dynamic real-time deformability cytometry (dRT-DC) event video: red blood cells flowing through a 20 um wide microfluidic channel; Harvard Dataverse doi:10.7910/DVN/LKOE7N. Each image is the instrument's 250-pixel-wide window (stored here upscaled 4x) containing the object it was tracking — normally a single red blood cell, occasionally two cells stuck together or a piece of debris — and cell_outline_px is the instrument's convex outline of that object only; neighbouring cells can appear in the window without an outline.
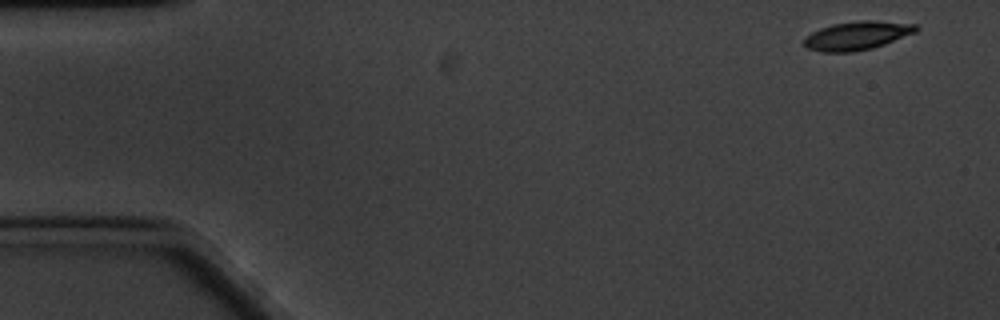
{"species": "common noctule bat (a hibernating species)", "species_latin": "Nyctalus noctula", "temperature_condition": "cold", "stored_images_in_passage": 59, "camera_frame_rate_fps": 3000, "um_per_image_px": 0.085, "animal": {"sex": "male", "body_mass_g": 20.1, "forearm_length_mm": 53.5}, "frame": {"image": 1, "passage_image": 1, "time_ms": 0.0, "image_size_px": [1000, 320], "cell_outline_px": [[920, 28], [916, 32], [884, 44], [872, 48], [852, 52], [820, 52], [804, 48], [804, 36], [820, 28], [832, 24], [860, 20], [876, 20], [916, 24]], "centroid_in_image_um": [72.82, 3.02], "position_along_channel_um": 12.2, "area_um2": 18.84}}
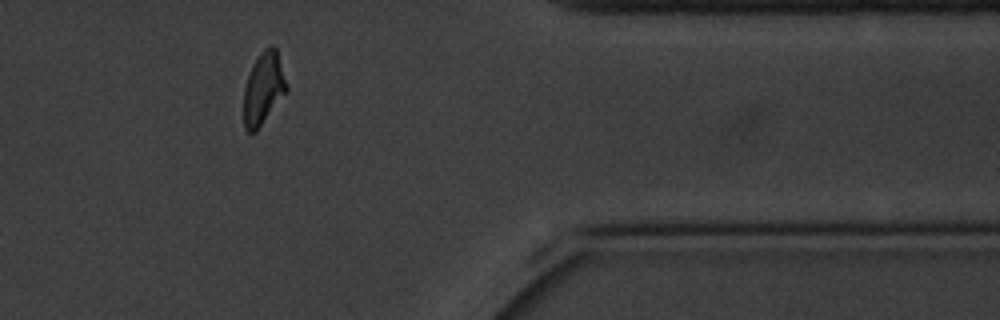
{"frame": {"image": 2, "passage_image": 48, "time_ms": 15.667, "image_size_px": [1000, 320], "cell_outline_px": [[288, 92], [256, 132], [248, 132], [244, 128], [244, 88], [248, 76], [260, 52], [264, 48], [272, 44], [276, 48], [288, 88]], "centroid_in_image_um": [22.41, 7.55], "position_along_channel_um": 389.0, "area_um2": 18.03}}
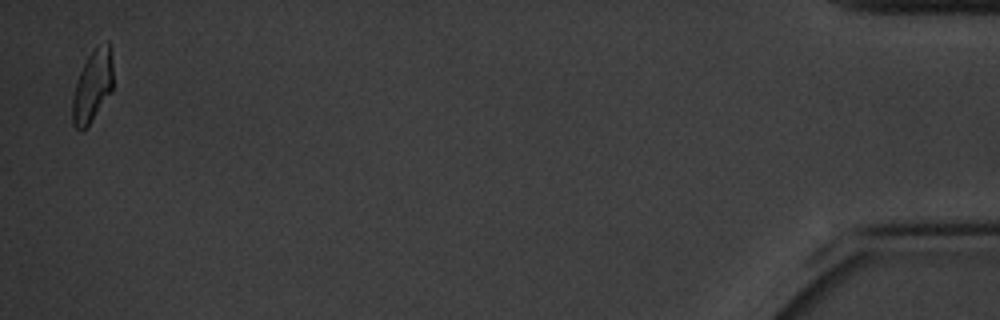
{"frame": {"image": 3, "passage_image": 58, "time_ms": 19.0, "image_size_px": [1000, 320], "cell_outline_px": [[112, 92], [88, 124], [80, 132], [72, 124], [72, 100], [76, 80], [88, 56], [96, 48], [108, 40], [112, 64]], "centroid_in_image_um": [7.84, 7.35], "position_along_channel_um": 427.4, "area_um2": 16.7}, "authors_computed_cell_mechanics": {"area_um2": 18.5538, "velocity_mm_per_s": 3.2473, "shape_relaxation_time_tau1_ms": 3.7901, "shape_relaxation_time_tau2_ms": 3.2401, "deformation_change_tau1": 0.1376, "deformation_change_tau2": 0.0931}}